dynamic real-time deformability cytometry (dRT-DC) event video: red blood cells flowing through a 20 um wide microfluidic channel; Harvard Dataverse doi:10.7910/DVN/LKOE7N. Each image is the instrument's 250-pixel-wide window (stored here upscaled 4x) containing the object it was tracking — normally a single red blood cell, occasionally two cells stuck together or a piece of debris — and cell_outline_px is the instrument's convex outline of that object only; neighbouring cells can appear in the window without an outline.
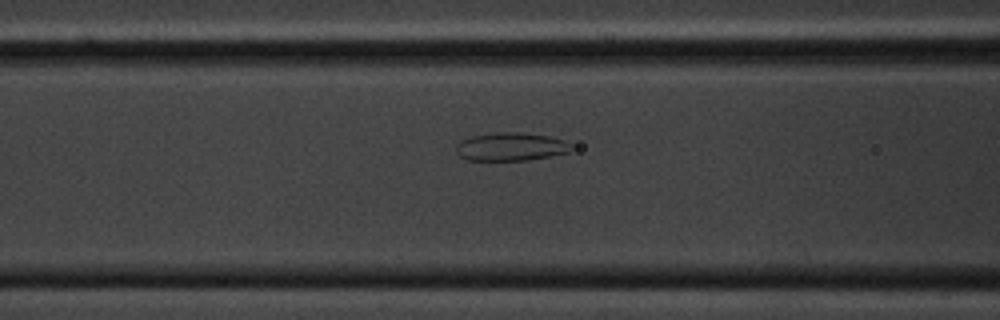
{"species": "common noctule bat (a hibernating species)", "species_latin": "Nyctalus noctula", "temperature_condition": "cold", "stored_images_in_passage": 13, "camera_frame_rate_fps": 3000, "um_per_image_px": 0.085, "animal": {"sex": "male", "body_mass_g": 20.1, "forearm_length_mm": 53.5}, "frame": {"image": 1, "passage_image": 11, "time_ms": 3.333, "image_size_px": [1000, 320], "cell_outline_px": [[572, 148], [568, 152], [528, 160], [468, 160], [460, 156], [456, 152], [456, 148], [460, 140], [472, 136], [496, 132], [524, 132], [548, 136], [564, 140], [572, 144]], "centroid_in_image_um": [43.42, 12.46], "position_along_channel_um": 123.2, "area_um2": 18.9}}